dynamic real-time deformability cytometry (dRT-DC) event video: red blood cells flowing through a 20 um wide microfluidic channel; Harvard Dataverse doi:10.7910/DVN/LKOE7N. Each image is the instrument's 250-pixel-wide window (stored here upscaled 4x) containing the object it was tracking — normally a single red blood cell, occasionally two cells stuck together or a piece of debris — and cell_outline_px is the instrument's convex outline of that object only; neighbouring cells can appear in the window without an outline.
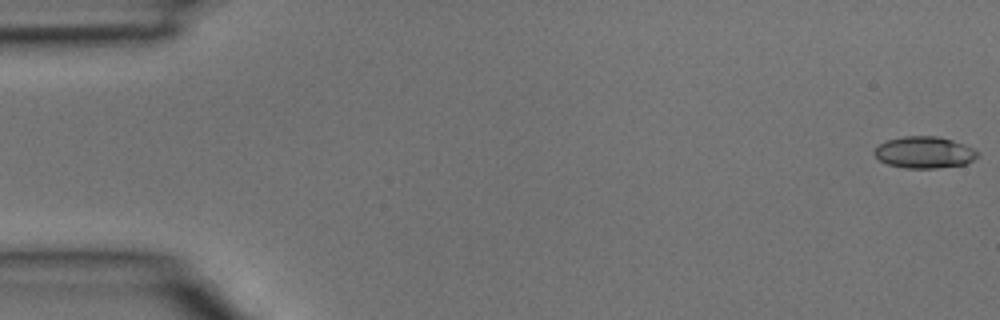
{"species": "common noctule bat (a hibernating species)", "species_latin": "Nyctalus noctula", "temperature_condition": "room temperature", "stored_images_in_passage": 4, "camera_frame_rate_fps": 3000, "um_per_image_px": 0.085, "animal": {"sex": "male", "body_mass_g": 15.6}, "frame": {"image": 1, "passage_image": 1, "time_ms": 0.0, "image_size_px": [1000, 320], "cell_outline_px": [[980, 156], [968, 164], [936, 168], [904, 168], [888, 164], [880, 160], [872, 152], [880, 144], [888, 140], [904, 136], [936, 136], [952, 140], [964, 144], [980, 152]], "centroid_in_image_um": [78.62, 12.96], "position_along_channel_um": 6.4, "area_um2": 19.13}}
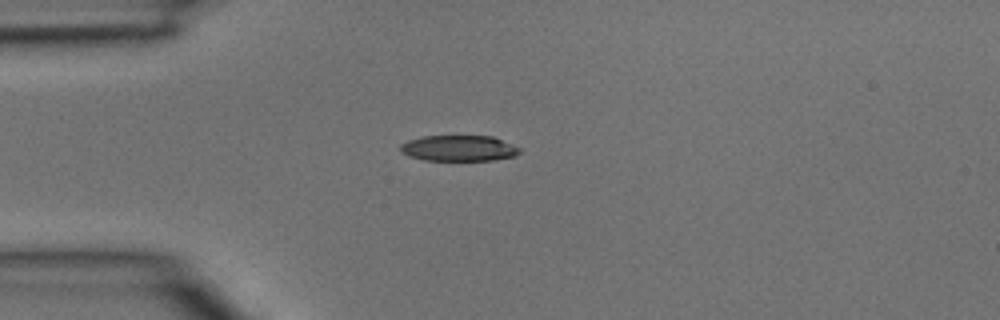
{"frame": {"image": 2, "passage_image": 4, "time_ms": 1.0, "image_size_px": [1000, 320], "cell_outline_px": [[520, 152], [516, 156], [492, 160], [424, 160], [408, 156], [400, 152], [400, 144], [408, 140], [424, 136], [492, 136], [520, 148]], "centroid_in_image_um": [38.97, 12.6], "position_along_channel_um": 46.0, "area_um2": 17.92}}